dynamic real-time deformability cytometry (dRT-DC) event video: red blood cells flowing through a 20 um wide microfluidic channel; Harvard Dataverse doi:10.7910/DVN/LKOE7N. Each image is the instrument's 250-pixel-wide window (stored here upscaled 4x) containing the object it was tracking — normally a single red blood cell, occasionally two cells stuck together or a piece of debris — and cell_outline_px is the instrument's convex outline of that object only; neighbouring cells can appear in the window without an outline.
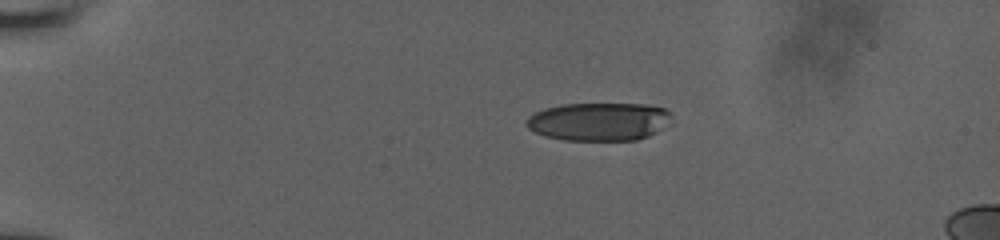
{"species": "human", "species_latin": "Homo sapiens", "temperature_condition": "room temperature", "stored_images_in_passage": 5, "camera_frame_rate_fps": 3000, "um_per_image_px": 0.085, "donor": {"sex": "male"}, "frame": {"image": 1, "passage_image": 1, "time_ms": 0.0, "image_size_px": [1000, 240], "cell_outline_px": [[672, 124], [648, 136], [636, 140], [564, 140], [544, 136], [528, 128], [524, 124], [524, 120], [528, 116], [544, 108], [564, 104], [644, 104], [664, 108], [672, 112]], "centroid_in_image_um": [50.94, 10.33], "position_along_channel_um": 34.1, "area_um2": 32.71}}
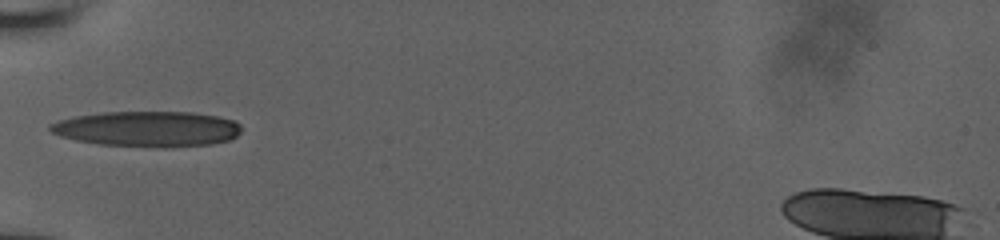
{"frame": {"image": 2, "passage_image": 4, "time_ms": 3.0, "image_size_px": [1000, 240], "cell_outline_px": [[244, 128], [236, 136], [228, 140], [212, 144], [164, 148], [100, 144], [76, 140], [60, 136], [52, 132], [48, 128], [48, 124], [60, 120], [76, 116], [104, 112], [192, 112], [220, 116], [236, 120]], "centroid_in_image_um": [12.59, 10.96], "position_along_channel_um": 72.4, "area_um2": 39.88}}
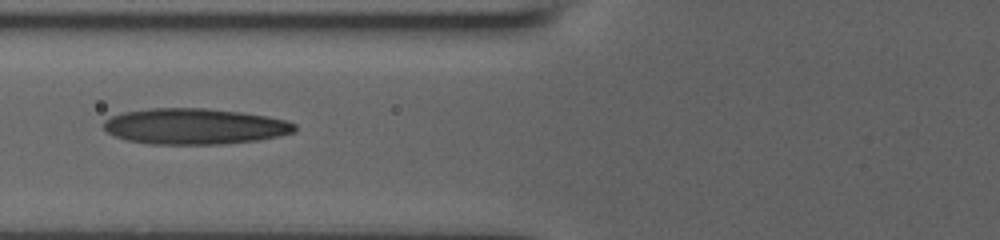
{"frame": {"image": 3, "passage_image": 5, "time_ms": 4.0, "image_size_px": [1000, 240], "cell_outline_px": [[296, 132], [256, 140], [220, 144], [152, 144], [128, 140], [116, 136], [108, 132], [104, 128], [104, 120], [112, 116], [124, 112], [148, 108], [204, 108], [240, 112], [268, 116], [288, 120], [296, 124]], "centroid_in_image_um": [16.56, 10.73], "position_along_channel_um": 109.2, "area_um2": 39.82}}